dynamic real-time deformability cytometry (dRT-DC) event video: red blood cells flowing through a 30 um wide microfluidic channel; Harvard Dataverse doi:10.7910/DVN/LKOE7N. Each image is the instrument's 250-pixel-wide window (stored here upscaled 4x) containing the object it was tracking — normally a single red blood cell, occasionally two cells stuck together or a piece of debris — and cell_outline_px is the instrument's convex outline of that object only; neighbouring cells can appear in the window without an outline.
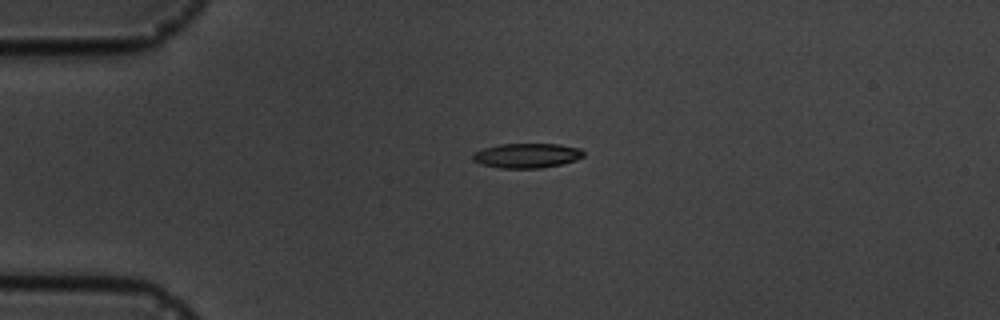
{"species": "common noctule bat (a hibernating species)", "species_latin": "Nyctalus noctula", "temperature_condition": "cold", "stored_images_in_passage": 5, "camera_frame_rate_fps": 3000, "um_per_image_px": 0.085, "animal": {"sex": "male", "body_mass_g": 19.5, "forearm_length_mm": 54.6}, "frame": {"image": 1, "passage_image": 4, "time_ms": 3.333, "image_size_px": [1000, 320], "cell_outline_px": [[584, 156], [576, 160], [560, 164], [540, 168], [500, 168], [480, 164], [472, 160], [472, 156], [476, 152], [484, 148], [500, 144], [560, 144], [580, 148], [584, 152]], "centroid_in_image_um": [44.79, 13.22], "position_along_channel_um": 40.2, "area_um2": 15.9}}